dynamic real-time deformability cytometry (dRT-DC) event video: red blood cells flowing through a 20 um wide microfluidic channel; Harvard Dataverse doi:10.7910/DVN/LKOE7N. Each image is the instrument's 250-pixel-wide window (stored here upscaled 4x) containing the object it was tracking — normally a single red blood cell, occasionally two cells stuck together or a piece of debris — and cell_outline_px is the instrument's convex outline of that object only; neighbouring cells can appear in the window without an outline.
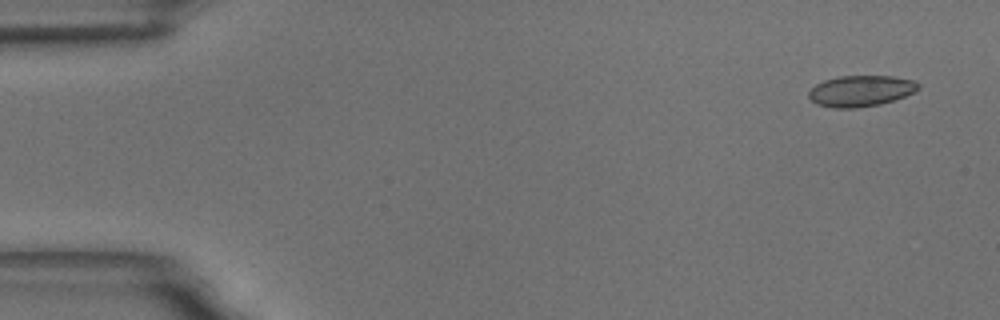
{"species": "common noctule bat (a hibernating species)", "species_latin": "Nyctalus noctula", "temperature_condition": "room temperature", "stored_images_in_passage": 4, "camera_frame_rate_fps": 3000, "um_per_image_px": 0.085, "animal": {"sex": "male", "body_mass_g": 18.8}, "frame": {"image": 1, "passage_image": 1, "time_ms": 0.0, "image_size_px": [1000, 320], "cell_outline_px": [[920, 88], [904, 96], [880, 104], [856, 108], [832, 108], [816, 104], [808, 96], [808, 92], [816, 84], [824, 80], [836, 76], [892, 76], [916, 80], [920, 84]], "centroid_in_image_um": [73.15, 7.72], "position_along_channel_um": 11.8, "area_um2": 19.88}}
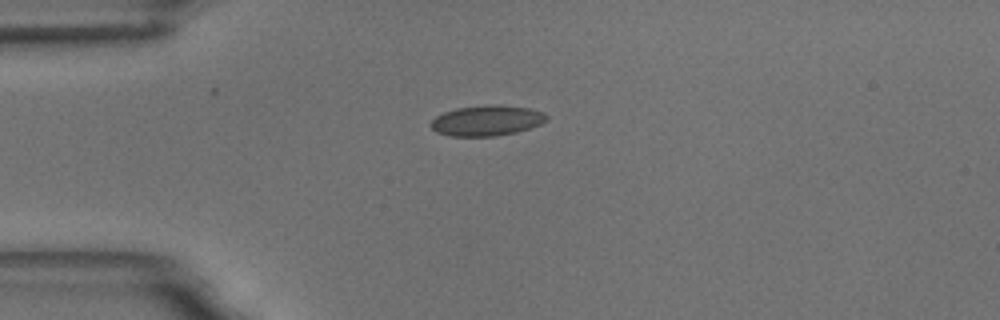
{"frame": {"image": 2, "passage_image": 4, "time_ms": 3.667, "image_size_px": [1000, 320], "cell_outline_px": [[548, 120], [540, 124], [516, 132], [496, 136], [452, 136], [436, 132], [432, 128], [432, 120], [436, 116], [444, 112], [456, 108], [492, 104], [496, 104], [528, 108], [544, 112], [548, 116]], "centroid_in_image_um": [41.4, 10.24], "position_along_channel_um": 43.6, "area_um2": 20.46}}